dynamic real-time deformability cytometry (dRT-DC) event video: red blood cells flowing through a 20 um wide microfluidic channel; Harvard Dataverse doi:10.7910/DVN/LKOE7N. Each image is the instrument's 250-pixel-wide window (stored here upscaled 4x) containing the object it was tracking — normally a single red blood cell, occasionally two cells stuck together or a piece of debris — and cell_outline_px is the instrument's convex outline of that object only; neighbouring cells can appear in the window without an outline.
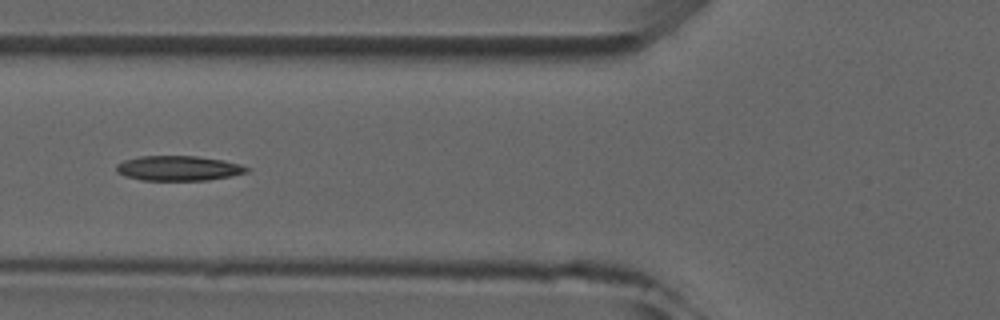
{"species": "common noctule bat (a hibernating species)", "species_latin": "Nyctalus noctula", "temperature_condition": "room temperature", "stored_images_in_passage": 5, "camera_frame_rate_fps": 3000, "um_per_image_px": 0.085, "animal": {"sex": "male", "forearm_length_mm": 52.5}, "frame": {"image": 1, "passage_image": 5, "time_ms": 4.333, "image_size_px": [1000, 320], "cell_outline_px": [[252, 168], [248, 172], [232, 176], [208, 180], [140, 180], [124, 176], [116, 172], [116, 164], [124, 160], [140, 156], [196, 156], [224, 160], [240, 164]], "centroid_in_image_um": [15.18, 14.3], "position_along_channel_um": 110.6, "area_um2": 19.13}}